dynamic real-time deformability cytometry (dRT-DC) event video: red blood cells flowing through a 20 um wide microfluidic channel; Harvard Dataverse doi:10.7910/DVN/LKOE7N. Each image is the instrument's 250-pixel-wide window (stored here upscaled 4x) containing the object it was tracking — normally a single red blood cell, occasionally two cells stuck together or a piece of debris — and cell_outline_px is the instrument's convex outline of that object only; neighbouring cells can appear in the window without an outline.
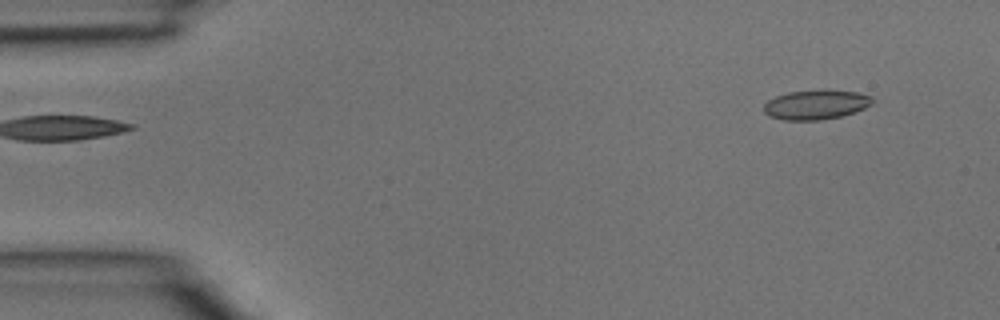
{"species": "common noctule bat (a hibernating species)", "species_latin": "Nyctalus noctula", "temperature_condition": "room temperature", "stored_images_in_passage": 3, "camera_frame_rate_fps": 3000, "um_per_image_px": 0.085, "animal": {"sex": "male", "body_mass_g": 15.6}, "frame": {"image": 1, "passage_image": 1, "time_ms": 0.0, "image_size_px": [1000, 320], "cell_outline_px": [[872, 104], [864, 108], [840, 116], [820, 120], [784, 120], [768, 116], [764, 112], [764, 104], [768, 100], [776, 96], [788, 92], [824, 88], [828, 88], [856, 92], [872, 96]], "centroid_in_image_um": [69.34, 8.87], "position_along_channel_um": 15.7, "area_um2": 18.96}}
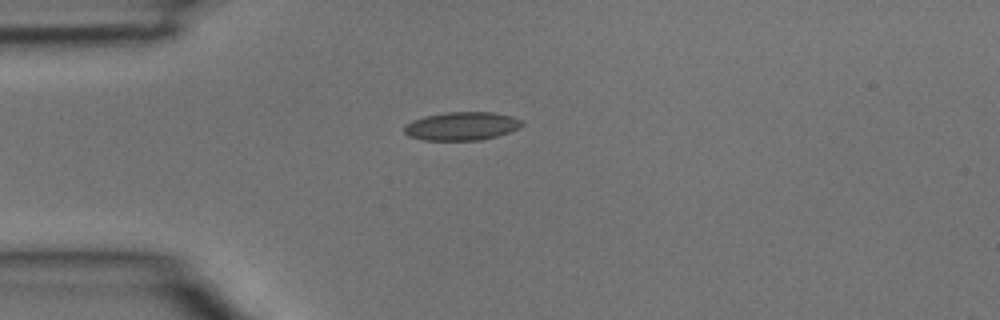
{"frame": {"image": 2, "passage_image": 3, "time_ms": 0.667, "image_size_px": [1000, 320], "cell_outline_px": [[524, 124], [520, 128], [496, 136], [480, 140], [424, 140], [408, 136], [404, 132], [404, 124], [412, 120], [424, 116], [448, 112], [492, 112], [512, 116], [524, 120]], "centroid_in_image_um": [39.25, 10.71], "position_along_channel_um": 45.8, "area_um2": 19.59}}